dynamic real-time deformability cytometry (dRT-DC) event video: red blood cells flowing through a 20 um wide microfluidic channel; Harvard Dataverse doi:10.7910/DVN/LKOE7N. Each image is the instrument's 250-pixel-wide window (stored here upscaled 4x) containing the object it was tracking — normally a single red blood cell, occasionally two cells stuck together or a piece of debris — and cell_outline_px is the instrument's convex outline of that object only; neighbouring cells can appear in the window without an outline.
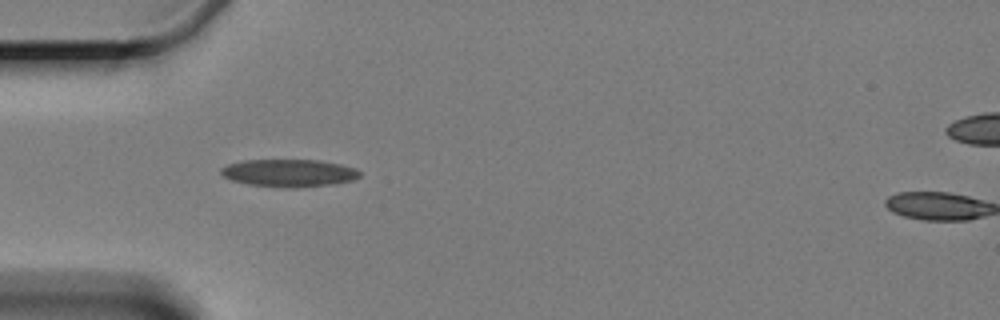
{"species": "Egyptian fruit bat (a non-hibernating species)", "species_latin": "Rousettus aegyptiacus", "temperature_condition": "cold", "stored_images_in_passage": 4, "camera_frame_rate_fps": 3000, "um_per_image_px": 0.085, "animal": {"sex": "female"}, "frame": {"image": 1, "passage_image": 4, "time_ms": 3.667, "image_size_px": [1000, 320], "cell_outline_px": [[360, 176], [352, 180], [336, 184], [292, 188], [288, 188], [248, 184], [232, 180], [224, 176], [220, 172], [220, 168], [228, 164], [244, 160], [320, 160], [340, 164], [356, 168], [360, 172]], "centroid_in_image_um": [24.58, 14.7], "position_along_channel_um": 60.4, "area_um2": 22.31}}